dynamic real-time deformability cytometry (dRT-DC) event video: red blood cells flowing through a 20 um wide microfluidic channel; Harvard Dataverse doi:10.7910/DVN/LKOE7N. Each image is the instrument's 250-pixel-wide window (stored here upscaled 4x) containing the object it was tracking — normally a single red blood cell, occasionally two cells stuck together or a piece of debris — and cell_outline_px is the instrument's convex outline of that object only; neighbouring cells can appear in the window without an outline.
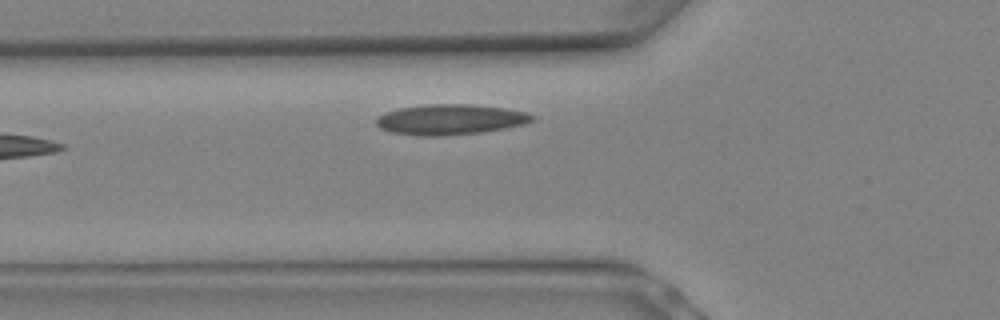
{"species": "Egyptian fruit bat (a non-hibernating species)", "species_latin": "Rousettus aegyptiacus", "temperature_condition": "warm", "stored_images_in_passage": 7, "camera_frame_rate_fps": 3000, "um_per_image_px": 0.085, "animal": {"sex": "female"}, "frame": {"image": 1, "passage_image": 7, "time_ms": 2.0, "image_size_px": [1000, 320], "cell_outline_px": [[532, 120], [524, 124], [504, 128], [480, 132], [444, 136], [424, 136], [392, 132], [380, 128], [376, 124], [376, 116], [384, 112], [400, 108], [424, 104], [472, 104], [504, 108], [528, 112], [532, 116]], "centroid_in_image_um": [38.23, 10.15], "position_along_channel_um": 87.6, "area_um2": 27.57}}